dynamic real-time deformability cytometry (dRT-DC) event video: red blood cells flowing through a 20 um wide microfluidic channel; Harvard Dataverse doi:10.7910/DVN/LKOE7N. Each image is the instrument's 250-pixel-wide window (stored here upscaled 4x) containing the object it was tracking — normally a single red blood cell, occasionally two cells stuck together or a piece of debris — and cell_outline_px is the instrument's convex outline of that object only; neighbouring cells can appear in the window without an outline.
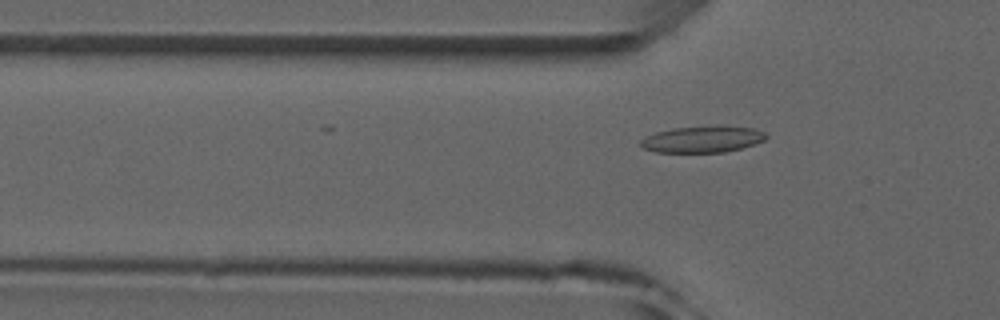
{"species": "common noctule bat (a hibernating species)", "species_latin": "Nyctalus noctula", "temperature_condition": "room temperature", "stored_images_in_passage": 5, "camera_frame_rate_fps": 3000, "um_per_image_px": 0.085, "animal": {"sex": "male", "forearm_length_mm": 52.5}, "frame": {"image": 1, "passage_image": 5, "time_ms": 4.667, "image_size_px": [1000, 320], "cell_outline_px": [[768, 136], [764, 140], [740, 148], [724, 152], [656, 152], [644, 148], [640, 144], [640, 140], [644, 136], [656, 132], [672, 128], [716, 124], [724, 124], [752, 128], [764, 132]], "centroid_in_image_um": [59.7, 11.8], "position_along_channel_um": 66.1, "area_um2": 19.71}}